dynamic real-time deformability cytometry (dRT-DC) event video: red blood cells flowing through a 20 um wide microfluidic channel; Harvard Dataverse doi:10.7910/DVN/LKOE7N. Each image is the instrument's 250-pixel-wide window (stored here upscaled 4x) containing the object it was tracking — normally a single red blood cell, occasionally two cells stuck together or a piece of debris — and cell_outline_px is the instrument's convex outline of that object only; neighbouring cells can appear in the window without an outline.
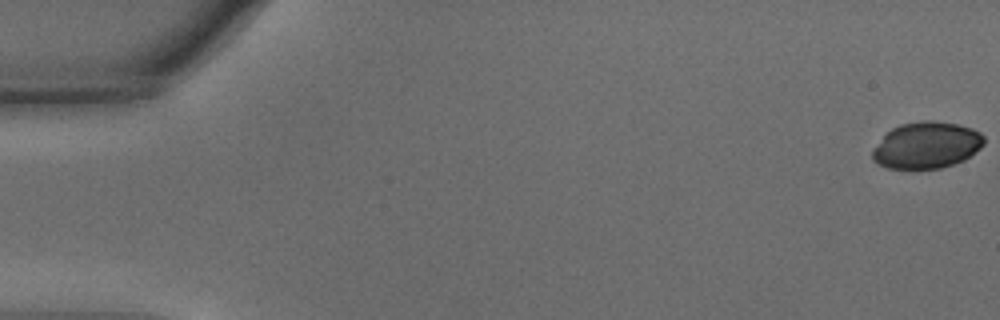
{"species": "common noctule bat (a hibernating species)", "species_latin": "Nyctalus noctula", "temperature_condition": "warm", "stored_images_in_passage": 14, "camera_frame_rate_fps": 3000, "um_per_image_px": 0.085, "animal": {"sex": "male", "body_mass_g": 15.6}, "frame": {"image": 1, "passage_image": 1, "time_ms": 0.0, "image_size_px": [1000, 320], "cell_outline_px": [[984, 144], [980, 148], [964, 160], [940, 168], [888, 168], [872, 160], [872, 152], [884, 136], [892, 128], [900, 124], [924, 120], [932, 120], [956, 124], [972, 128], [980, 132], [984, 136]], "centroid_in_image_um": [78.78, 12.33], "position_along_channel_um": 6.2, "area_um2": 29.94}}